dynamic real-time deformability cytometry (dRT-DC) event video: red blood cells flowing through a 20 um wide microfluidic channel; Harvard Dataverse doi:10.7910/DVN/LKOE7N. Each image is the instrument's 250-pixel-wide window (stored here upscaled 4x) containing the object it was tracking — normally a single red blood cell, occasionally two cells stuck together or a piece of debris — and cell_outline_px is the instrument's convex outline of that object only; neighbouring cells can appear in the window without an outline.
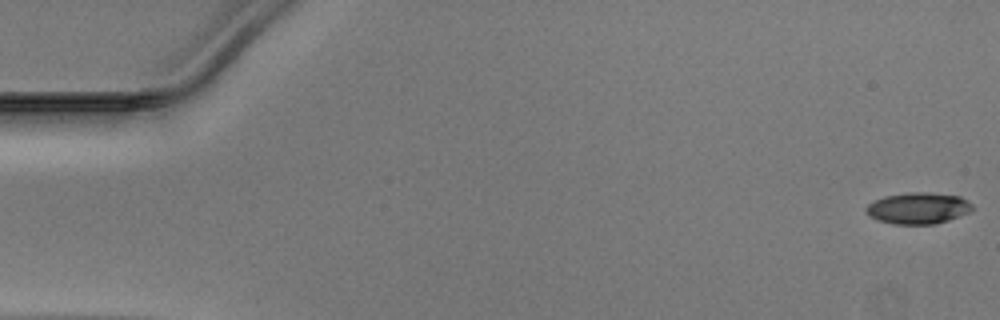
{"species": "Egyptian fruit bat (a non-hibernating species)", "species_latin": "Rousettus aegyptiacus", "temperature_condition": "warm", "stored_images_in_passage": 50, "camera_frame_rate_fps": 3000, "um_per_image_px": 0.085, "animal": {"sex": "male"}, "frame": {"image": 1, "passage_image": 1, "time_ms": 0.0, "image_size_px": [1000, 320], "cell_outline_px": [[976, 208], [972, 212], [936, 224], [892, 224], [880, 220], [864, 212], [864, 208], [872, 200], [884, 196], [908, 192], [924, 192], [960, 196], [968, 200]], "centroid_in_image_um": [78.07, 17.69], "position_along_channel_um": 6.9, "area_um2": 19.71}}
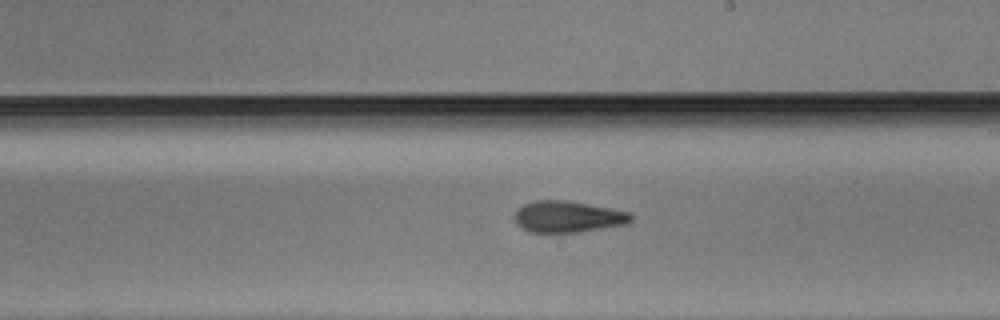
{"frame": {"image": 2, "passage_image": 29, "time_ms": 9.333, "image_size_px": [1000, 320], "cell_outline_px": [[632, 220], [628, 224], [580, 232], [532, 232], [516, 224], [516, 208], [532, 200], [564, 200], [608, 208], [628, 212], [632, 216]], "centroid_in_image_um": [48.26, 18.42], "position_along_channel_um": 240.7, "area_um2": 21.1}}
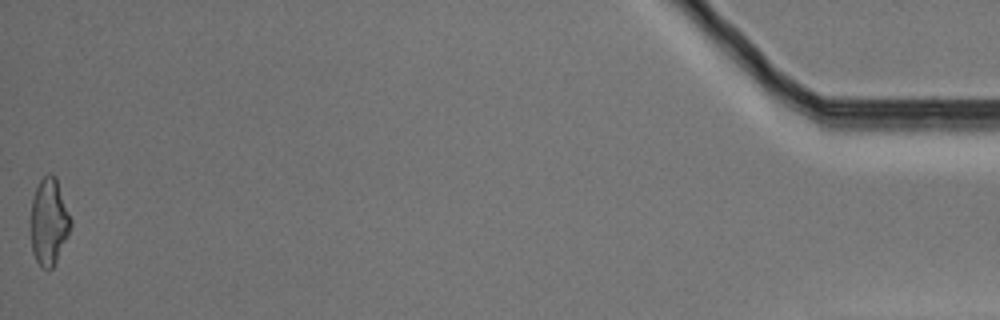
{"frame": {"image": 3, "passage_image": 50, "time_ms": 16.333, "image_size_px": [1000, 320], "cell_outline_px": [[72, 224], [68, 236], [52, 268], [48, 272], [40, 268], [32, 252], [32, 200], [36, 188], [40, 180], [48, 172], [52, 172], [56, 176], [72, 220]], "centroid_in_image_um": [4.18, 18.85], "position_along_channel_um": 431.0, "area_um2": 20.23}}